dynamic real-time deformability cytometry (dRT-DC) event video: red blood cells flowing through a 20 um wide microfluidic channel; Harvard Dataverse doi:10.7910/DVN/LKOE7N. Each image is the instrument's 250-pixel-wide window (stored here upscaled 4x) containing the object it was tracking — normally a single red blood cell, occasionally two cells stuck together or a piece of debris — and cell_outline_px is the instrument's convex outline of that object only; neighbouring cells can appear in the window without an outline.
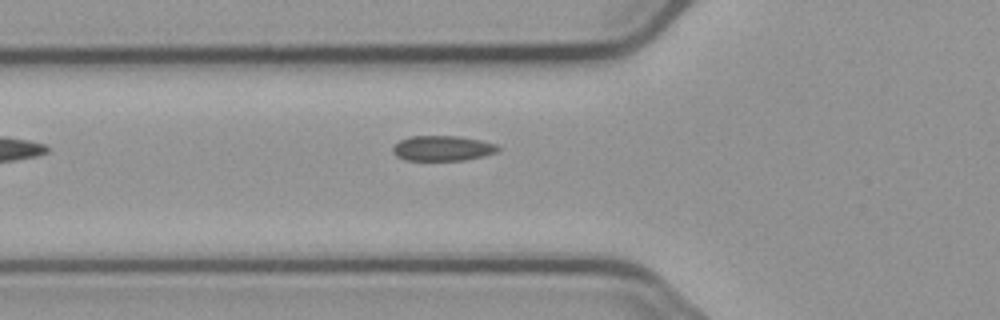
{"species": "common noctule bat (a hibernating species)", "species_latin": "Nyctalus noctula", "temperature_condition": "cold", "stored_images_in_passage": 8, "camera_frame_rate_fps": 3000, "um_per_image_px": 0.085, "animal": {"sex": "male", "body_mass_g": 23.1, "forearm_length_mm": 52.7}, "frame": {"image": 1, "passage_image": 8, "time_ms": 9.333, "image_size_px": [1000, 320], "cell_outline_px": [[500, 148], [496, 152], [484, 156], [464, 160], [404, 160], [396, 156], [392, 152], [392, 148], [400, 140], [412, 136], [460, 136], [480, 140], [496, 144]], "centroid_in_image_um": [37.61, 12.6], "position_along_channel_um": 88.2, "area_um2": 15.43}}